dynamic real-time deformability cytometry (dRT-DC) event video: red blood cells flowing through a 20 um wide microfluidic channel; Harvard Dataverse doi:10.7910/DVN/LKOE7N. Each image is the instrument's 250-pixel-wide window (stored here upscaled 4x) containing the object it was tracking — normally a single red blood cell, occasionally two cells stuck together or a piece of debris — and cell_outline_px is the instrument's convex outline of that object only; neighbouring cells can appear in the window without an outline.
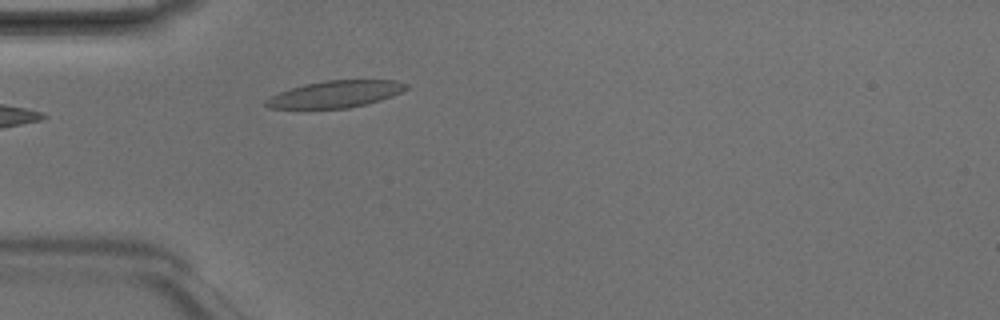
{"species": "Egyptian fruit bat (a non-hibernating species)", "species_latin": "Rousettus aegyptiacus", "temperature_condition": "room temperature", "stored_images_in_passage": 2, "camera_frame_rate_fps": 3000, "um_per_image_px": 0.085, "animal": {"sex": "male"}, "frame": {"image": 1, "passage_image": 2, "time_ms": 0.333, "image_size_px": [1000, 320], "cell_outline_px": [[408, 88], [392, 96], [380, 100], [348, 108], [268, 108], [264, 104], [264, 100], [280, 92], [304, 84], [324, 80], [396, 80], [408, 84]], "centroid_in_image_um": [28.52, 7.99], "position_along_channel_um": 56.5, "area_um2": 21.73}}